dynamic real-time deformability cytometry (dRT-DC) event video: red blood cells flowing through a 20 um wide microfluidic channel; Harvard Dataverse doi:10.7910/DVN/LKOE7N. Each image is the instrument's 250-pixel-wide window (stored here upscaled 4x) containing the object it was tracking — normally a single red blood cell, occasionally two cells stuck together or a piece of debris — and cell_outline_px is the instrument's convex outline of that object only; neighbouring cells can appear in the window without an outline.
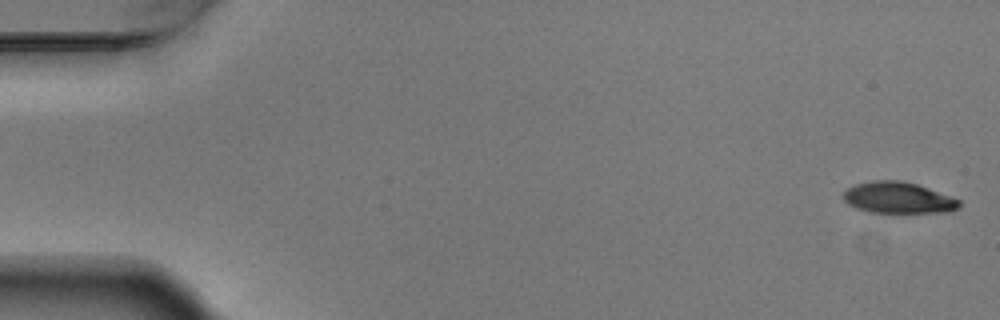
{"species": "Egyptian fruit bat (a non-hibernating species)", "species_latin": "Rousettus aegyptiacus", "temperature_condition": "warm", "stored_images_in_passage": 5, "camera_frame_rate_fps": 3000, "um_per_image_px": 0.085, "animal": {"sex": "male"}, "frame": {"image": 1, "passage_image": 1, "time_ms": 0.0, "image_size_px": [1000, 320], "cell_outline_px": [[960, 208], [952, 212], [892, 216], [868, 212], [856, 208], [848, 204], [840, 196], [848, 188], [856, 184], [872, 180], [900, 180], [916, 184], [928, 188], [960, 200]], "centroid_in_image_um": [76.36, 16.88], "position_along_channel_um": 8.6, "area_um2": 22.37}}